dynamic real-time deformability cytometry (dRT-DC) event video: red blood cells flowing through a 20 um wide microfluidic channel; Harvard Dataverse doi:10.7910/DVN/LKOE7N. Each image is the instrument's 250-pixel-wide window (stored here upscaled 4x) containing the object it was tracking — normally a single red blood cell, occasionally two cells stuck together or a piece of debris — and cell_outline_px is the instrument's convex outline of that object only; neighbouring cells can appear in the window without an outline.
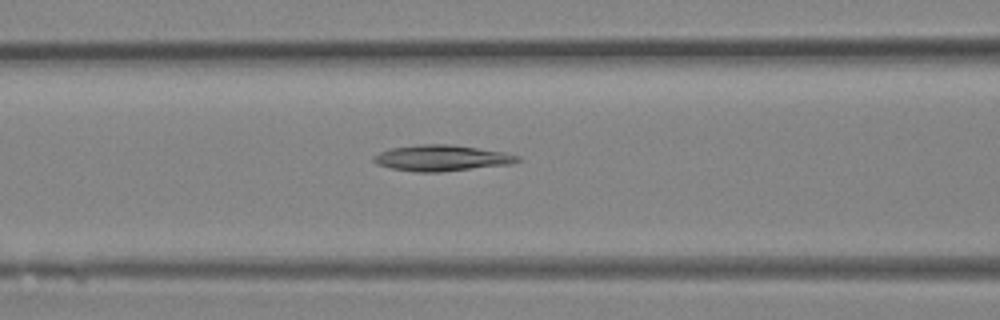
{"species": "Egyptian fruit bat (a non-hibernating species)", "species_latin": "Rousettus aegyptiacus", "temperature_condition": "room temperature", "stored_images_in_passage": 23, "camera_frame_rate_fps": 3000, "um_per_image_px": 0.085, "animal": {"sex": "female"}, "frame": {"image": 1, "passage_image": 6, "time_ms": 1.667, "image_size_px": [1000, 320], "cell_outline_px": [[520, 160], [512, 164], [440, 172], [416, 172], [392, 168], [376, 164], [372, 160], [372, 156], [388, 148], [420, 144], [452, 144], [504, 152], [520, 156]], "centroid_in_image_um": [37.52, 13.43], "position_along_channel_um": 129.1, "area_um2": 21.91}}
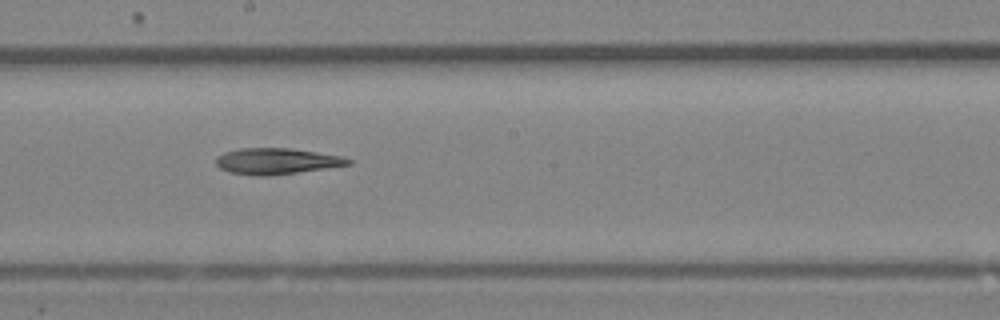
{"frame": {"image": 2, "passage_image": 11, "time_ms": 3.333, "image_size_px": [1000, 320], "cell_outline_px": [[352, 164], [268, 176], [252, 176], [228, 172], [220, 168], [216, 164], [216, 156], [224, 152], [240, 148], [288, 148], [344, 156], [352, 160]], "centroid_in_image_um": [23.47, 13.7], "position_along_channel_um": 224.7, "area_um2": 20.11}}
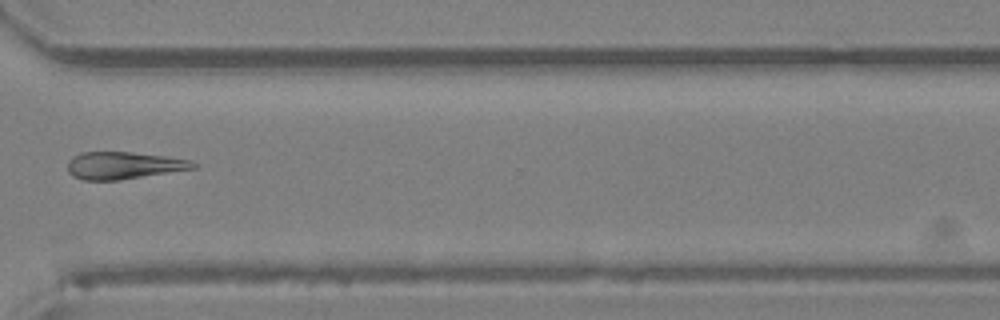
{"frame": {"image": 3, "passage_image": 18, "time_ms": 5.667, "image_size_px": [1000, 320], "cell_outline_px": [[196, 168], [120, 180], [84, 180], [72, 176], [68, 172], [68, 160], [72, 156], [80, 152], [128, 152], [164, 156], [188, 160], [196, 164]], "centroid_in_image_um": [10.44, 14.06], "position_along_channel_um": 360.2, "area_um2": 19.83}}